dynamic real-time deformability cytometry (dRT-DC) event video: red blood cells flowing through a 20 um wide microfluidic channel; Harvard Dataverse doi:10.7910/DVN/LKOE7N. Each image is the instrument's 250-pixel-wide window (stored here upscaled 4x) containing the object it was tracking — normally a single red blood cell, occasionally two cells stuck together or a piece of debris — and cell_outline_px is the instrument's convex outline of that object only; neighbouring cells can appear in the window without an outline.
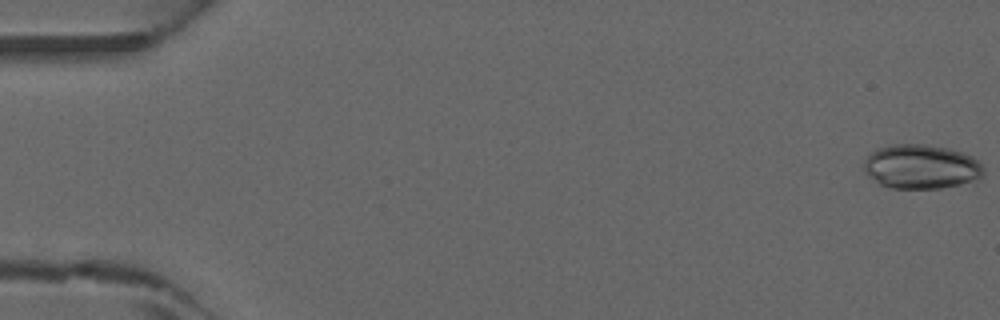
{"species": "common noctule bat (a hibernating species)", "species_latin": "Nyctalus noctula", "temperature_condition": "warm", "stored_images_in_passage": 44, "camera_frame_rate_fps": 3000, "um_per_image_px": 0.085, "animal": {"sex": "male", "forearm_length_mm": 52.5}, "frame": {"image": 1, "passage_image": 1, "time_ms": 0.0, "image_size_px": [1000, 320], "cell_outline_px": [[984, 176], [976, 180], [944, 188], [888, 188], [880, 184], [868, 176], [864, 172], [864, 160], [876, 148], [892, 144], [928, 144], [948, 148], [972, 156], [984, 168]], "centroid_in_image_um": [78.29, 14.17], "position_along_channel_um": 6.7, "area_um2": 31.1}}
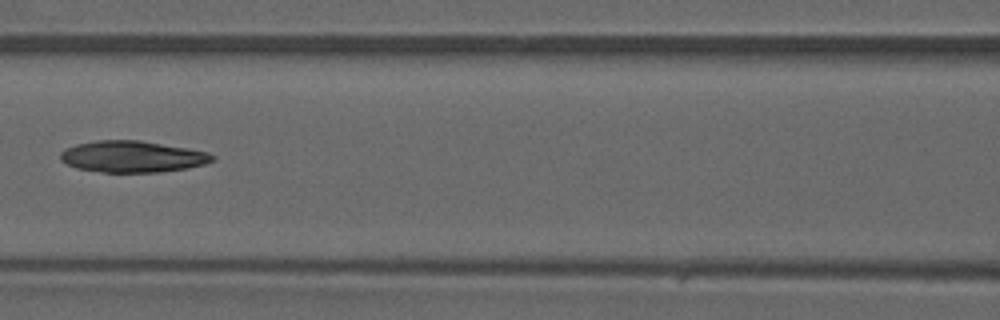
{"frame": {"image": 2, "passage_image": 21, "time_ms": 6.667, "image_size_px": [1000, 320], "cell_outline_px": [[216, 160], [204, 164], [188, 168], [160, 172], [104, 172], [76, 168], [60, 160], [60, 152], [64, 148], [76, 144], [96, 140], [140, 140], [188, 148], [208, 152], [216, 156]], "centroid_in_image_um": [11.26, 13.3], "position_along_channel_um": 155.3, "area_um2": 28.03}}
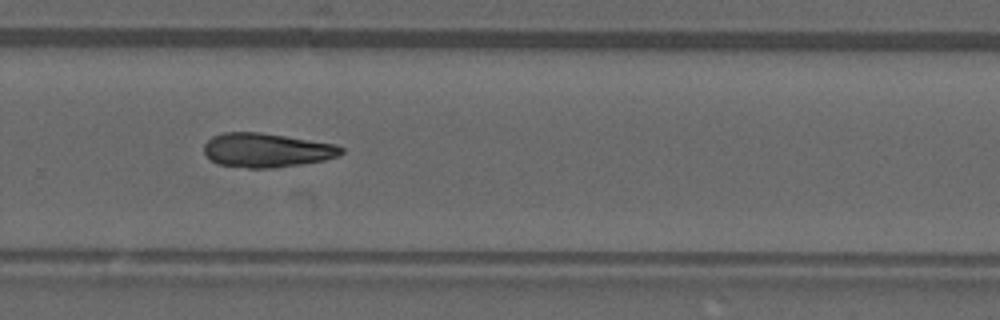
{"frame": {"image": 3, "passage_image": 31, "time_ms": 10.0, "image_size_px": [1000, 320], "cell_outline_px": [[344, 152], [340, 156], [324, 160], [276, 168], [248, 168], [216, 164], [204, 152], [204, 144], [212, 136], [224, 132], [260, 132], [336, 144], [344, 148]], "centroid_in_image_um": [22.68, 12.77], "position_along_channel_um": 307.1, "area_um2": 27.4}}